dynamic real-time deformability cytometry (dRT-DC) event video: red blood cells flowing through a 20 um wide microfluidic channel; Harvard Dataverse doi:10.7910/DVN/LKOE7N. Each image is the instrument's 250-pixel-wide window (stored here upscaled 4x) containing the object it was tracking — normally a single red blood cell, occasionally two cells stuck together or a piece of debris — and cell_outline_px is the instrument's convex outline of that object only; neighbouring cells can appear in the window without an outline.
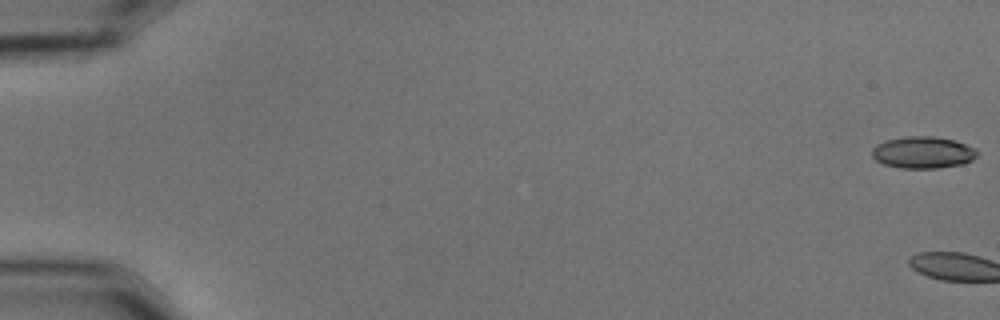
{"species": "common noctule bat (a hibernating species)", "species_latin": "Nyctalus noctula", "temperature_condition": "cold", "stored_images_in_passage": 3, "camera_frame_rate_fps": 3000, "um_per_image_px": 0.085, "animal": {"sex": "male", "body_mass_g": 15.6}, "frame": {"image": 1, "passage_image": 1, "time_ms": 0.0, "image_size_px": [1000, 320], "cell_outline_px": [[980, 152], [972, 160], [964, 164], [936, 168], [900, 168], [884, 164], [876, 160], [872, 156], [872, 148], [876, 144], [888, 140], [904, 136], [932, 136], [956, 140], [976, 148]], "centroid_in_image_um": [78.48, 12.95], "position_along_channel_um": 6.5, "area_um2": 19.71}}